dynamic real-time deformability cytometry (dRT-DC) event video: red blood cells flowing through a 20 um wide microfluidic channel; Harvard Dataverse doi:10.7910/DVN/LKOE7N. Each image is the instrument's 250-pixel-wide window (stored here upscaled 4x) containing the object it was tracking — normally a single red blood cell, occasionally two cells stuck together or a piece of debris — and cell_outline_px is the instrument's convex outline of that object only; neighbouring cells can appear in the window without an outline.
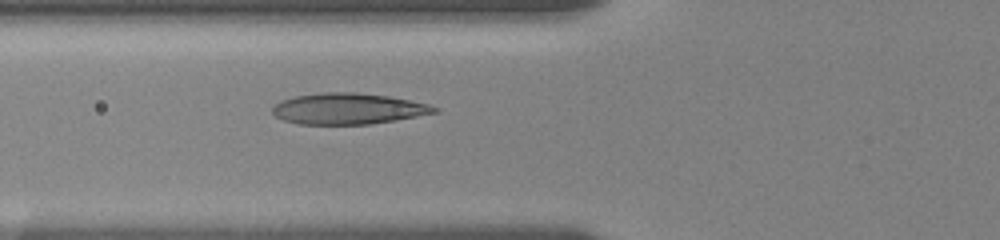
{"species": "human", "species_latin": "Homo sapiens", "temperature_condition": "room temperature", "stored_images_in_passage": 7, "camera_frame_rate_fps": 3000, "um_per_image_px": 0.085, "donor": {"sex": "female"}, "frame": {"image": 1, "passage_image": 7, "time_ms": 6.0, "image_size_px": [1000, 240], "cell_outline_px": [[440, 112], [396, 120], [368, 124], [300, 124], [284, 120], [276, 116], [272, 112], [272, 108], [280, 100], [296, 96], [324, 92], [356, 92], [388, 96], [428, 104], [440, 108]], "centroid_in_image_um": [29.61, 9.24], "position_along_channel_um": 96.2, "area_um2": 29.25}}